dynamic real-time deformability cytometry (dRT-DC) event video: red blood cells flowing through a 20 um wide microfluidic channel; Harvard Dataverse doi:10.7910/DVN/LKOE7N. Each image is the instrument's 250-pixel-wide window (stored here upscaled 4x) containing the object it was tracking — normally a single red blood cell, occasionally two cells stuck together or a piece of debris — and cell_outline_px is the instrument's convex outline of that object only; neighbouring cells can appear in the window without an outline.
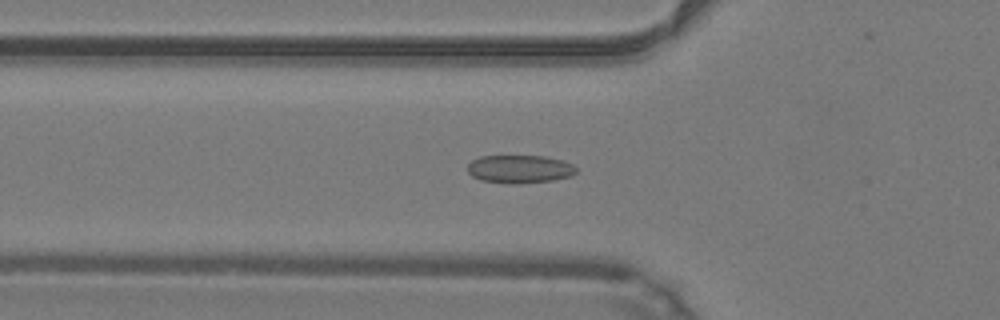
{"species": "common noctule bat (a hibernating species)", "species_latin": "Nyctalus noctula", "temperature_condition": "warm", "stored_images_in_passage": 43, "camera_frame_rate_fps": 3000, "um_per_image_px": 0.085, "animal": {"sex": "male", "body_mass_g": 19.2, "forearm_length_mm": 51.8}, "frame": {"image": 1, "passage_image": 17, "time_ms": 5.333, "image_size_px": [1000, 320], "cell_outline_px": [[576, 172], [572, 176], [552, 180], [516, 184], [512, 184], [480, 180], [472, 176], [468, 172], [468, 164], [472, 160], [480, 156], [544, 156], [564, 160], [572, 164], [576, 168]], "centroid_in_image_um": [44.17, 14.37], "position_along_channel_um": 81.6, "area_um2": 17.86}}
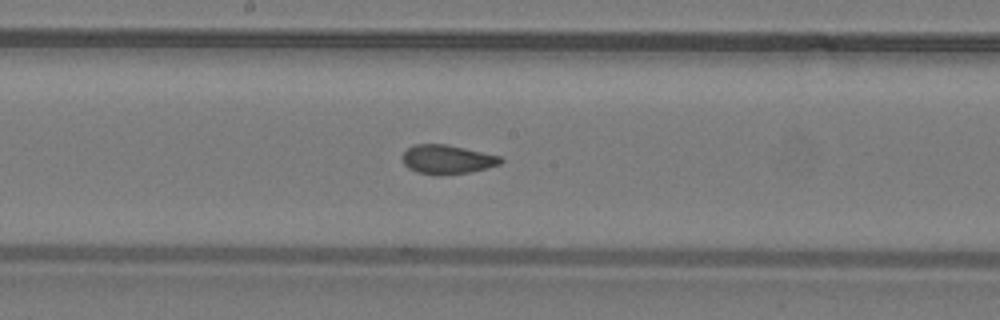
{"frame": {"image": 2, "passage_image": 26, "time_ms": 8.333, "image_size_px": [1000, 320], "cell_outline_px": [[504, 160], [500, 164], [468, 172], [416, 172], [408, 168], [404, 164], [404, 152], [408, 148], [416, 144], [444, 144], [464, 148], [500, 156]], "centroid_in_image_um": [38.02, 13.5], "position_along_channel_um": 210.2, "area_um2": 15.66}}
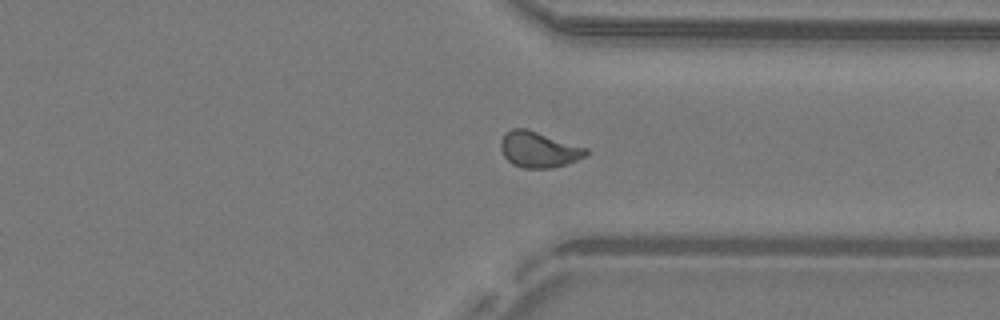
{"frame": {"image": 3, "passage_image": 37, "time_ms": 12.0, "image_size_px": [1000, 320], "cell_outline_px": [[588, 152], [584, 156], [568, 164], [552, 168], [524, 168], [512, 164], [504, 156], [500, 148], [500, 140], [504, 132], [512, 128], [528, 128], [588, 148]], "centroid_in_image_um": [45.77, 12.69], "position_along_channel_um": 365.6, "area_um2": 18.09}, "authors_computed_cell_mechanics": {"area_um2": 17.5134, "velocity_mm_per_s": 4.2508, "shape_relaxation_time_tau1_ms": null, "shape_relaxation_time_tau2_ms": 0.7014, "deformation_change_tau1": null, "deformation_change_tau2": 0.063}}